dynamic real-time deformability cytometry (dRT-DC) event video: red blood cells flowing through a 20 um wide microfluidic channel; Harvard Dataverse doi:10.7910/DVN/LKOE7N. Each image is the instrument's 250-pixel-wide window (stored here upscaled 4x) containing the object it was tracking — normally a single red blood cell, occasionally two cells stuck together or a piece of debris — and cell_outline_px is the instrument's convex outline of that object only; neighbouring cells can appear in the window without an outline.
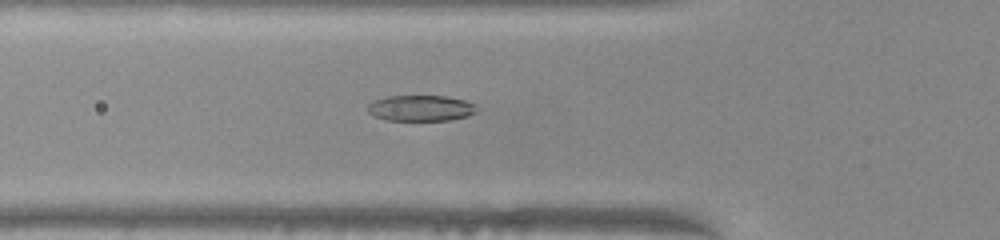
{"species": "common noctule bat (a hibernating species)", "species_latin": "Nyctalus noctula", "temperature_condition": "warm", "stored_images_in_passage": 50, "camera_frame_rate_fps": 3000, "um_per_image_px": 0.085, "animal": {"sex": "female", "body_mass_g": 22.0, "forearm_length_mm": 56.7}, "frame": {"image": 1, "passage_image": 17, "time_ms": 5.333, "image_size_px": [1000, 240], "cell_outline_px": [[476, 112], [468, 116], [448, 120], [388, 120], [372, 116], [368, 112], [368, 104], [376, 100], [388, 96], [444, 96], [464, 100], [472, 104]], "centroid_in_image_um": [35.72, 9.2], "position_along_channel_um": 90.1, "area_um2": 16.18}}
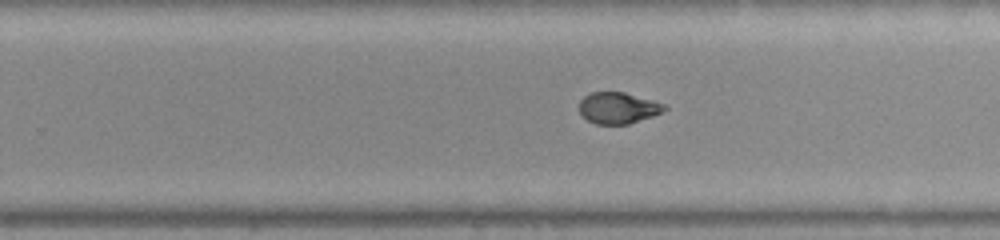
{"frame": {"image": 2, "passage_image": 31, "time_ms": 10.0, "image_size_px": [1000, 240], "cell_outline_px": [[668, 108], [664, 112], [628, 124], [596, 124], [588, 120], [580, 112], [580, 100], [584, 96], [592, 92], [624, 92], [652, 100], [664, 104]], "centroid_in_image_um": [52.55, 9.17], "position_along_channel_um": 277.2, "area_um2": 15.43}}
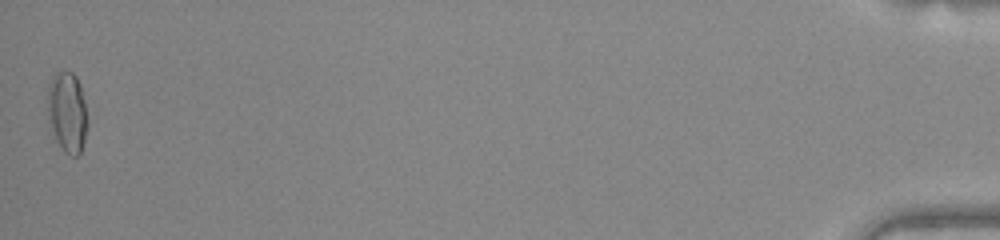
{"frame": {"image": 3, "passage_image": 50, "time_ms": 16.333, "image_size_px": [1000, 240], "cell_outline_px": [[88, 128], [80, 152], [76, 156], [72, 156], [64, 152], [56, 140], [48, 120], [48, 84], [52, 76], [60, 72], [72, 72], [76, 76], [80, 84], [84, 100], [88, 120]], "centroid_in_image_um": [5.73, 9.54], "position_along_channel_um": 429.5, "area_um2": 18.79}, "authors_computed_cell_mechanics": {"area_um2": 16.7331, "velocity_mm_per_s": 4.0179, "shape_relaxation_time_tau1_ms": 5.4293, "shape_relaxation_time_tau2_ms": 1.5622, "deformation_change_tau1": 0.2273, "deformation_change_tau2": 0.0677}}